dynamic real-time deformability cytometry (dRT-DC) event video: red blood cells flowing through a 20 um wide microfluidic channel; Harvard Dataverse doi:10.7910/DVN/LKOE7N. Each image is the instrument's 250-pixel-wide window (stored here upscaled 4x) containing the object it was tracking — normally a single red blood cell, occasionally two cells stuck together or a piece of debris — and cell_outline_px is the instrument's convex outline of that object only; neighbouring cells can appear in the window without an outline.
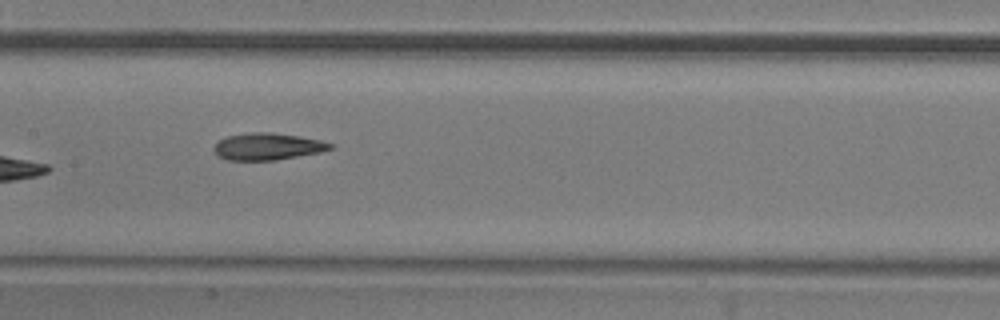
{"species": "common noctule bat (a hibernating species)", "species_latin": "Nyctalus noctula", "temperature_condition": "room temperature", "stored_images_in_passage": 9, "camera_frame_rate_fps": 3000, "um_per_image_px": 0.085, "animal": {"sex": "male", "body_mass_g": 20.5, "forearm_length_mm": 52.5}, "frame": {"image": 1, "passage_image": 8, "time_ms": 2.333, "image_size_px": [1000, 320], "cell_outline_px": [[336, 148], [320, 152], [272, 160], [228, 160], [220, 156], [212, 148], [220, 140], [228, 136], [252, 132], [272, 132], [300, 136], [320, 140], [332, 144]], "centroid_in_image_um": [22.78, 12.44], "position_along_channel_um": 184.6, "area_um2": 18.03}}
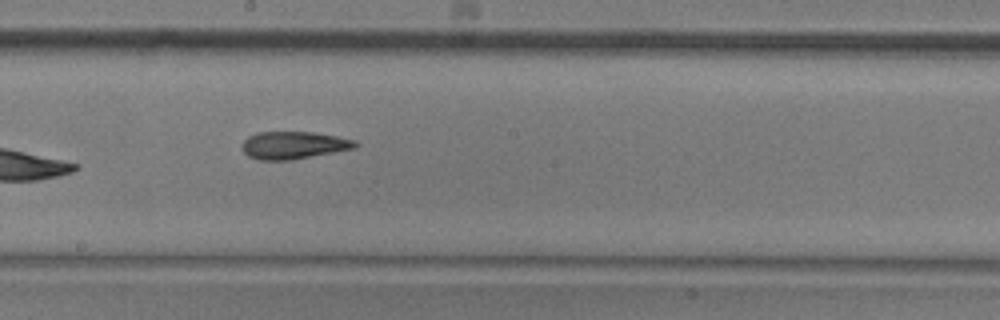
{"frame": {"image": 2, "passage_image": 9, "time_ms": 2.667, "image_size_px": [1000, 320], "cell_outline_px": [[360, 144], [356, 148], [292, 160], [260, 160], [248, 156], [244, 152], [244, 140], [248, 136], [256, 132], [312, 132], [336, 136], [356, 140]], "centroid_in_image_um": [25.0, 12.34], "position_along_channel_um": 223.2, "area_um2": 18.15}}